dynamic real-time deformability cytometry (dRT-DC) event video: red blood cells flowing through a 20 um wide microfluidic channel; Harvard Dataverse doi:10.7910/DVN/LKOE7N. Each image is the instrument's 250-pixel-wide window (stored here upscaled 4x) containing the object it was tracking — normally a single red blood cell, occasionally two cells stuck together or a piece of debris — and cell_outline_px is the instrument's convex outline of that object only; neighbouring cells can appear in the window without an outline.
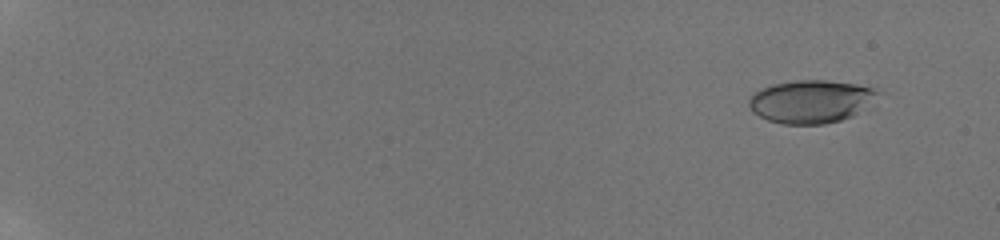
{"species": "human", "species_latin": "Homo sapiens", "temperature_condition": "room temperature", "stored_images_in_passage": 22, "camera_frame_rate_fps": 3000, "um_per_image_px": 0.085, "donor": {"sex": "male"}, "frame": {"image": 1, "passage_image": 4, "time_ms": 1.667, "image_size_px": [1000, 240], "cell_outline_px": [[876, 92], [852, 116], [840, 120], [824, 124], [780, 124], [768, 120], [752, 112], [748, 104], [748, 100], [760, 88], [772, 84], [796, 80], [828, 80], [856, 84], [872, 88]], "centroid_in_image_um": [68.78, 8.62], "position_along_channel_um": 16.2, "area_um2": 31.44}}
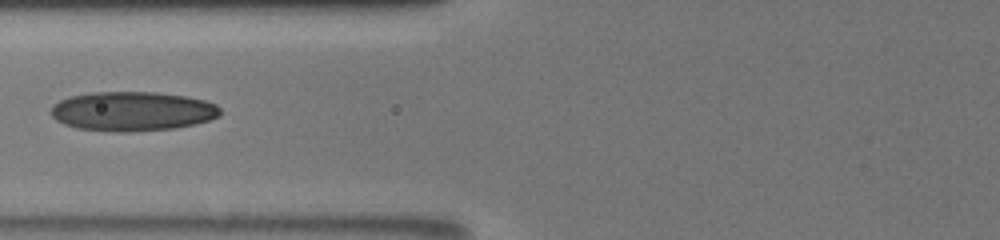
{"frame": {"image": 2, "passage_image": 17, "time_ms": 9.333, "image_size_px": [1000, 240], "cell_outline_px": [[220, 116], [196, 124], [172, 128], [128, 132], [116, 132], [76, 128], [64, 124], [56, 120], [52, 116], [52, 108], [60, 100], [68, 96], [92, 92], [156, 92], [188, 96], [204, 100], [216, 104], [220, 108]], "centroid_in_image_um": [11.26, 9.45], "position_along_channel_um": 114.5, "area_um2": 38.9}}
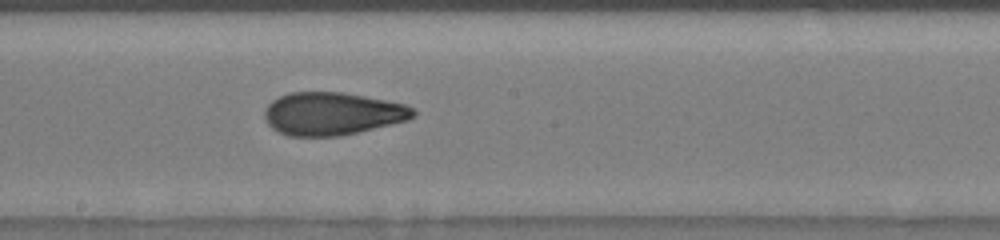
{"frame": {"image": 3, "passage_image": 22, "time_ms": 12.0, "image_size_px": [1000, 240], "cell_outline_px": [[416, 116], [408, 120], [340, 136], [288, 136], [272, 128], [264, 120], [264, 108], [272, 100], [288, 92], [344, 92], [404, 104], [412, 108], [416, 112]], "centroid_in_image_um": [28.21, 9.66], "position_along_channel_um": 220.0, "area_um2": 37.11}}